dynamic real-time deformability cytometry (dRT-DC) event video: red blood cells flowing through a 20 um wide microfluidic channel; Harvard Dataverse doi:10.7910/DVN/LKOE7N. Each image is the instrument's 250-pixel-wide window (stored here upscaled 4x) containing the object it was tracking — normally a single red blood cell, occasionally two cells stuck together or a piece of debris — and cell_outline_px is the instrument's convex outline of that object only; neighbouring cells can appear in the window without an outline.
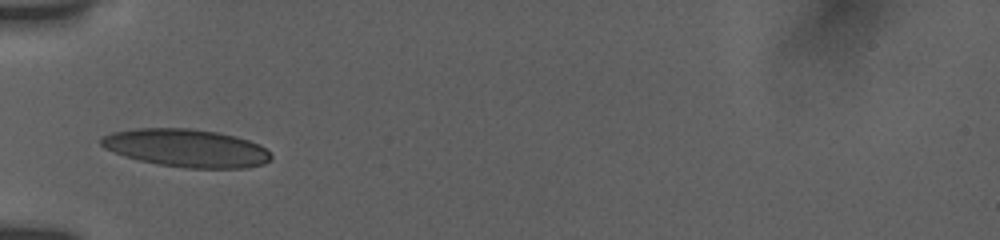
{"species": "human", "species_latin": "Homo sapiens", "temperature_condition": "room temperature", "stored_images_in_passage": 36, "camera_frame_rate_fps": 3000, "um_per_image_px": 0.085, "donor": {"sex": "female"}, "frame": {"image": 1, "passage_image": 1, "time_ms": 0.0, "image_size_px": [1000, 240], "cell_outline_px": [[272, 156], [264, 164], [244, 168], [184, 168], [160, 164], [140, 160], [124, 156], [104, 148], [100, 144], [100, 140], [104, 136], [112, 132], [136, 128], [192, 128], [216, 132], [236, 136], [260, 144]], "centroid_in_image_um": [15.83, 12.58], "position_along_channel_um": 69.2, "area_um2": 37.45}}
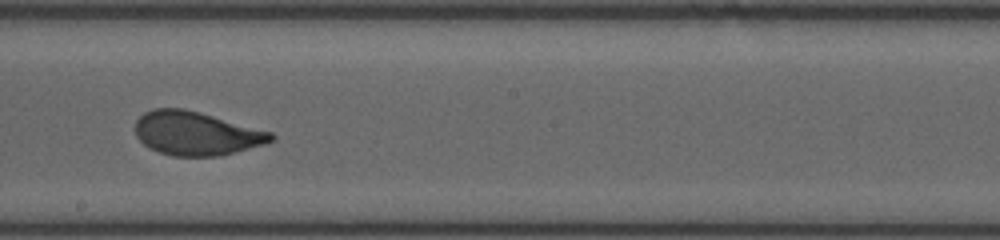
{"frame": {"image": 2, "passage_image": 20, "time_ms": 4.333, "image_size_px": [1000, 240], "cell_outline_px": [[276, 140], [264, 144], [220, 156], [172, 156], [160, 152], [144, 144], [136, 136], [136, 120], [144, 112], [152, 108], [184, 108], [200, 112], [272, 132], [276, 136]], "centroid_in_image_um": [16.69, 11.33], "position_along_channel_um": 231.5, "area_um2": 34.56}}
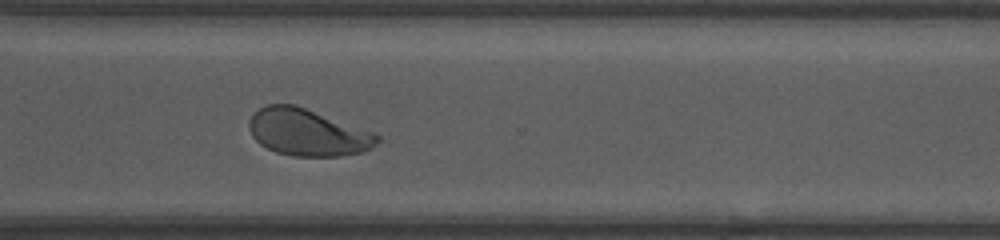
{"frame": {"image": 3, "passage_image": 35, "time_ms": 7.333, "image_size_px": [1000, 240], "cell_outline_px": [[380, 140], [372, 148], [360, 152], [340, 156], [292, 156], [276, 152], [260, 144], [252, 136], [248, 128], [248, 120], [260, 108], [268, 104], [292, 104], [376, 132], [380, 136]], "centroid_in_image_um": [26.16, 11.26], "position_along_channel_um": 344.4, "area_um2": 34.97}}